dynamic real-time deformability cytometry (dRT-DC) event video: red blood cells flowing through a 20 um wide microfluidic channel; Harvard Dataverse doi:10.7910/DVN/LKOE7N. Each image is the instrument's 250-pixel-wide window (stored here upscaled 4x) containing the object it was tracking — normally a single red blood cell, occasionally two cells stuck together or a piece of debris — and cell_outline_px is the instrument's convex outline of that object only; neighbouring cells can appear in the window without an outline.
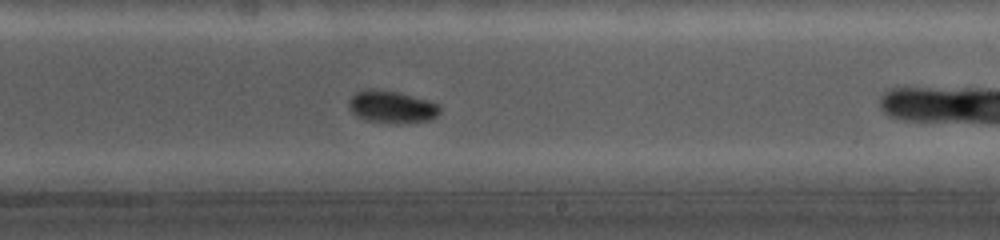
{"species": "common noctule bat (a hibernating species)", "species_latin": "Nyctalus noctula", "temperature_condition": "cold", "stored_images_in_passage": 7, "camera_frame_rate_fps": 5000, "um_per_image_px": 0.085, "animal": {"sex": "female", "body_mass_g": 19.0, "forearm_length_mm": 56.7}, "frame": {"image": 1, "passage_image": 7, "time_ms": 6.2, "image_size_px": [1000, 240], "cell_outline_px": [[440, 112], [432, 120], [364, 120], [356, 116], [352, 112], [348, 104], [348, 100], [356, 92], [396, 92], [424, 100], [436, 104], [440, 108]], "centroid_in_image_um": [33.27, 9.09], "position_along_channel_um": 255.7, "area_um2": 15.43}}